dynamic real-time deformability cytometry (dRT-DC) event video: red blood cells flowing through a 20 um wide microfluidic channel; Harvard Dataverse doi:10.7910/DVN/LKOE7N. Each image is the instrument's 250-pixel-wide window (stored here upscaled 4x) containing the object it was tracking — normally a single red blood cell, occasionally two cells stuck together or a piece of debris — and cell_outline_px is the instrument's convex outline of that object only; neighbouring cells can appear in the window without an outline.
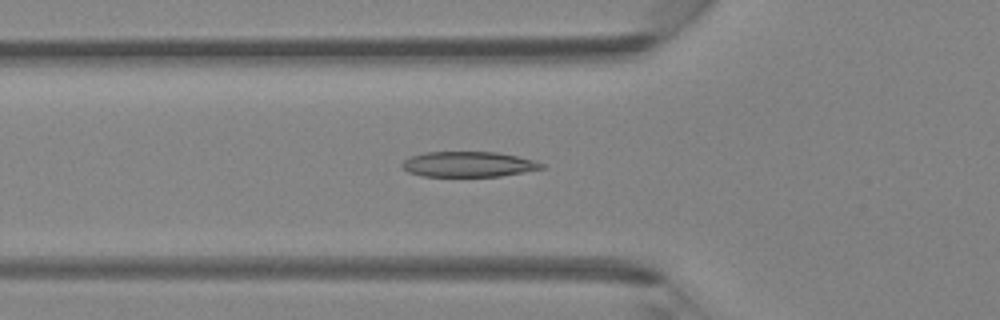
{"species": "Egyptian fruit bat (a non-hibernating species)", "species_latin": "Rousettus aegyptiacus", "temperature_condition": "room temperature", "stored_images_in_passage": 46, "segment_of_instrument_passage": [1, 2], "camera_frame_rate_fps": 3000, "um_per_image_px": 0.085, "animal": {"sex": "female"}, "frame": {"image": 1, "passage_image": 16, "time_ms": 5.0, "image_size_px": [1000, 320], "cell_outline_px": [[548, 168], [500, 176], [424, 176], [408, 172], [400, 164], [404, 160], [412, 156], [424, 152], [496, 152], [536, 160], [544, 164]], "centroid_in_image_um": [39.86, 13.96], "position_along_channel_um": 85.9, "area_um2": 20.63}}
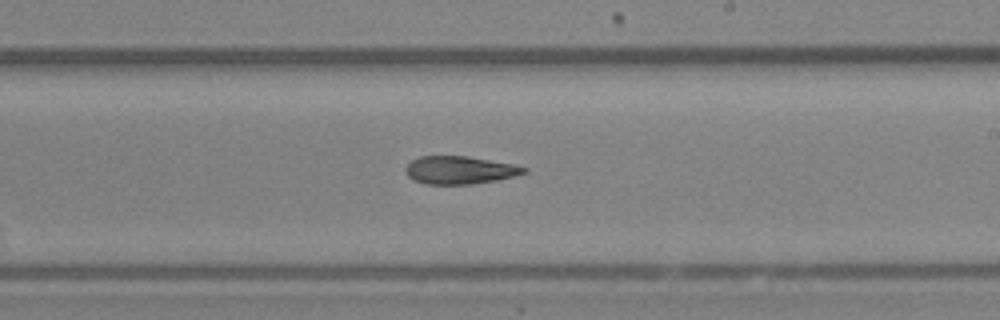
{"frame": {"image": 2, "passage_image": 27, "time_ms": 8.667, "image_size_px": [1000, 320], "cell_outline_px": [[528, 172], [516, 176], [496, 180], [472, 184], [424, 184], [412, 180], [404, 172], [404, 168], [412, 160], [420, 156], [468, 156], [512, 164], [528, 168]], "centroid_in_image_um": [39.06, 14.46], "position_along_channel_um": 249.9, "area_um2": 19.36}}
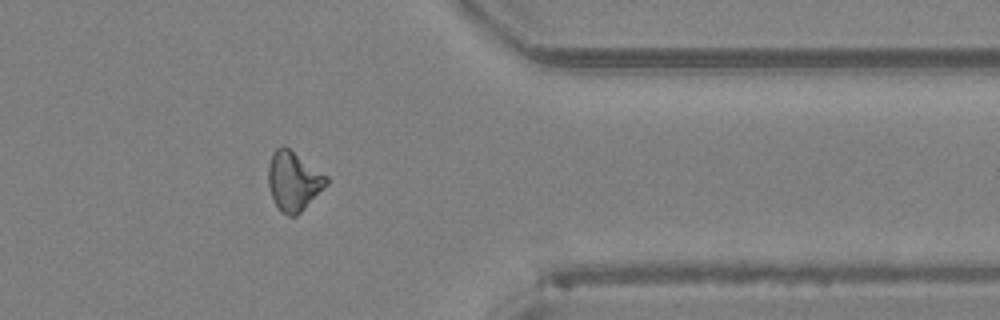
{"frame": {"image": 3, "passage_image": 37, "time_ms": 12.0, "image_size_px": [1000, 320], "cell_outline_px": [[328, 184], [296, 216], [288, 216], [280, 212], [272, 196], [268, 184], [268, 164], [272, 152], [276, 148], [288, 148], [328, 176]], "centroid_in_image_um": [24.94, 15.41], "position_along_channel_um": 386.5, "area_um2": 19.83}}